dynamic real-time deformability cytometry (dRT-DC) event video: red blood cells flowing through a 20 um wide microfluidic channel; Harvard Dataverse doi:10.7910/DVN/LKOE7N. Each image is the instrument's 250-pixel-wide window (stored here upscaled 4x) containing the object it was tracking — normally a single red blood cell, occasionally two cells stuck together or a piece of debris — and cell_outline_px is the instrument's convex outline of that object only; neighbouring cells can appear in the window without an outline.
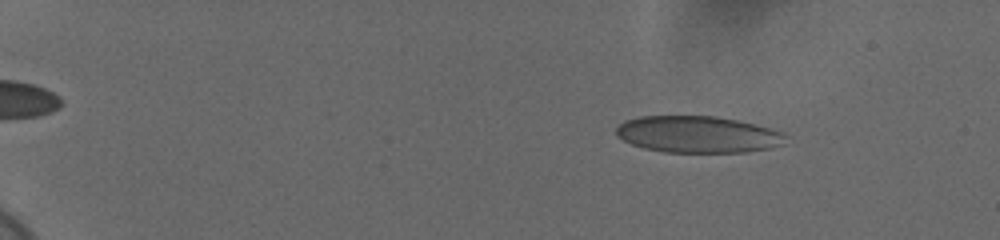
{"species": "human", "species_latin": "Homo sapiens", "temperature_condition": "cold", "stored_images_in_passage": 58, "camera_frame_rate_fps": 3000, "um_per_image_px": 0.085, "donor": {"sex": "female"}, "frame": {"image": 1, "passage_image": 9, "time_ms": 2.667, "image_size_px": [1000, 240], "cell_outline_px": [[788, 136], [784, 144], [768, 148], [744, 152], [664, 152], [644, 148], [632, 144], [616, 136], [616, 128], [624, 120], [640, 116], [716, 116], [736, 120], [784, 132]], "centroid_in_image_um": [59.3, 11.42], "position_along_channel_um": 25.7, "area_um2": 36.18}}
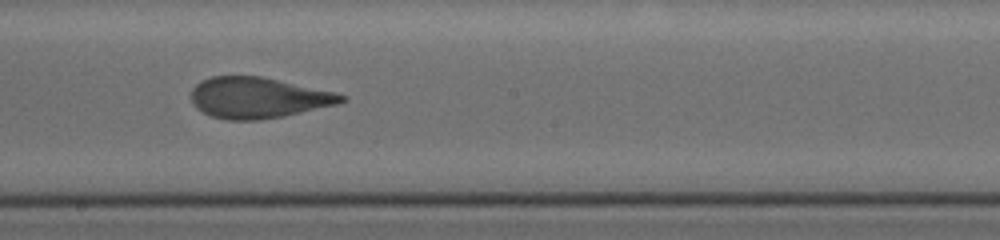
{"frame": {"image": 2, "passage_image": 36, "time_ms": 11.667, "image_size_px": [1000, 240], "cell_outline_px": [[348, 100], [336, 104], [280, 116], [256, 120], [228, 120], [212, 116], [196, 108], [192, 100], [192, 88], [200, 80], [212, 76], [260, 76], [336, 92], [348, 96]], "centroid_in_image_um": [21.93, 8.29], "position_along_channel_um": 226.3, "area_um2": 35.43}}
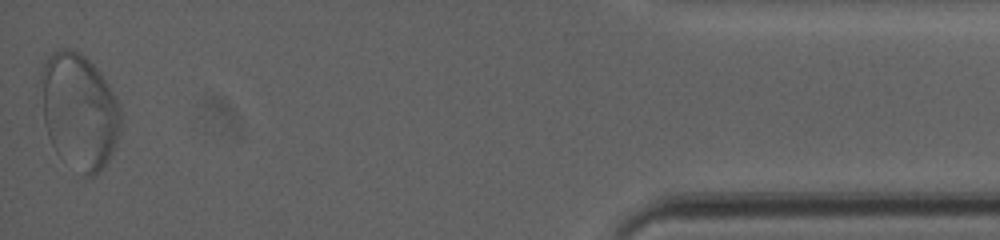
{"frame": {"image": 3, "passage_image": 58, "time_ms": 19.0, "image_size_px": [1000, 240], "cell_outline_px": [[120, 128], [116, 144], [104, 168], [92, 176], [84, 176], [60, 156], [56, 152], [48, 136], [44, 124], [40, 80], [40, 72], [48, 56], [52, 52], [64, 48], [72, 48], [80, 52], [96, 68], [108, 84], [120, 108]], "centroid_in_image_um": [6.71, 9.44], "position_along_channel_um": 428.5, "area_um2": 53.7}}